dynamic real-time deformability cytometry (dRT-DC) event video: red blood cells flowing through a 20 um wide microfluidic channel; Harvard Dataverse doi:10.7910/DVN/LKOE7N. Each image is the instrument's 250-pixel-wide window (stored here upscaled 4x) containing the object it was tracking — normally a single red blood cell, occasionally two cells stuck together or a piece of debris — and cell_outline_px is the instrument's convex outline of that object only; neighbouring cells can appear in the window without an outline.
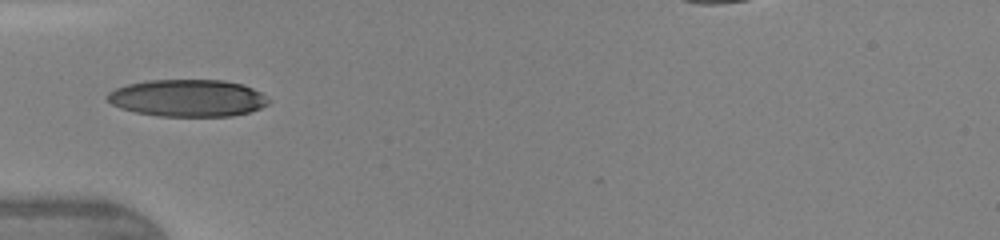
{"species": "human", "species_latin": "Homo sapiens", "temperature_condition": "warm", "stored_images_in_passage": 32, "camera_frame_rate_fps": 3000, "um_per_image_px": 0.085, "donor": {"sex": "female"}, "frame": {"image": 1, "passage_image": 1, "time_ms": 0.0, "image_size_px": [1000, 240], "cell_outline_px": [[272, 100], [268, 104], [260, 108], [248, 112], [232, 116], [156, 116], [136, 112], [120, 108], [112, 104], [104, 96], [108, 92], [116, 88], [128, 84], [148, 80], [224, 80], [240, 84], [252, 88], [260, 92]], "centroid_in_image_um": [15.94, 8.33], "position_along_channel_um": 69.1, "area_um2": 34.97}}
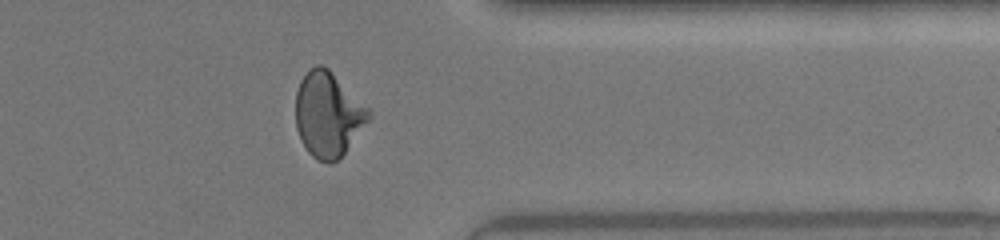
{"frame": {"image": 2, "passage_image": 23, "time_ms": 7.333, "image_size_px": [1000, 240], "cell_outline_px": [[372, 116], [344, 152], [332, 164], [328, 164], [312, 156], [308, 152], [300, 140], [296, 128], [296, 92], [300, 80], [316, 64], [320, 64], [328, 68], [372, 112]], "centroid_in_image_um": [27.86, 9.74], "position_along_channel_um": 383.5, "area_um2": 35.72}}